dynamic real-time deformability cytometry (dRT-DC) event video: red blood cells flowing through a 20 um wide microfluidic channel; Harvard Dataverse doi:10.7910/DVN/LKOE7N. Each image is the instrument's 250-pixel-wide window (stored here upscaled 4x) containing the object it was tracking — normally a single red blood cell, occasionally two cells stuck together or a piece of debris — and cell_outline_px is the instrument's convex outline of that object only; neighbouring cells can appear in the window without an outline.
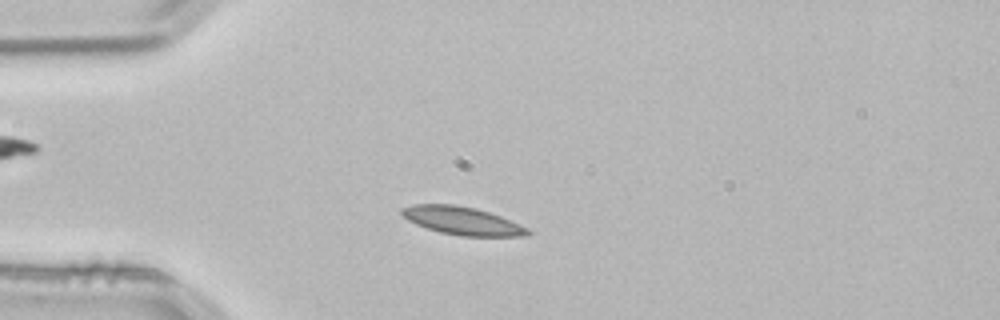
{"species": "common noctule bat (a hibernating species)", "species_latin": "Nyctalus noctula", "temperature_condition": "room temperature", "stored_images_in_passage": 3, "camera_frame_rate_fps": 3000, "um_per_image_px": 0.085, "animal": {"sex": "male", "body_mass_g": 21.5, "forearm_length_mm": 52.0}, "frame": {"image": 1, "passage_image": 2, "time_ms": 0.333, "image_size_px": [1000, 320], "cell_outline_px": [[532, 232], [528, 236], [460, 236], [440, 232], [416, 224], [408, 220], [400, 212], [400, 208], [412, 204], [452, 204], [476, 208], [500, 216], [528, 228]], "centroid_in_image_um": [39.28, 18.76], "position_along_channel_um": 45.7, "area_um2": 20.52}}
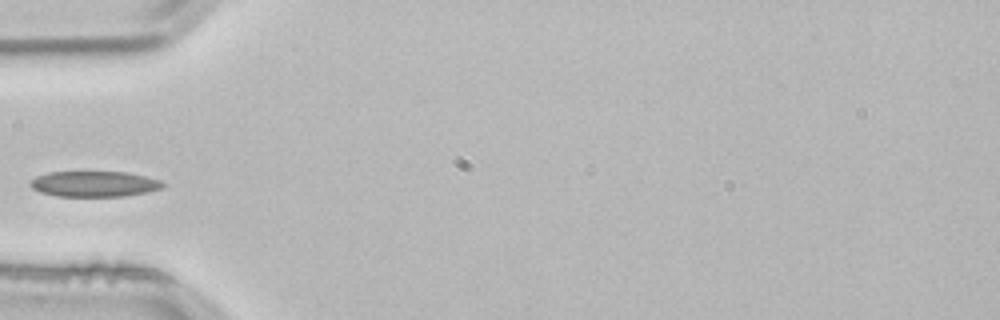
{"frame": {"image": 2, "passage_image": 3, "time_ms": 0.667, "image_size_px": [1000, 320], "cell_outline_px": [[164, 188], [148, 192], [124, 196], [56, 196], [40, 192], [32, 188], [28, 184], [36, 176], [48, 172], [124, 172], [144, 176], [160, 180], [164, 184]], "centroid_in_image_um": [8.0, 15.64], "position_along_channel_um": 77.0, "area_um2": 19.77}}